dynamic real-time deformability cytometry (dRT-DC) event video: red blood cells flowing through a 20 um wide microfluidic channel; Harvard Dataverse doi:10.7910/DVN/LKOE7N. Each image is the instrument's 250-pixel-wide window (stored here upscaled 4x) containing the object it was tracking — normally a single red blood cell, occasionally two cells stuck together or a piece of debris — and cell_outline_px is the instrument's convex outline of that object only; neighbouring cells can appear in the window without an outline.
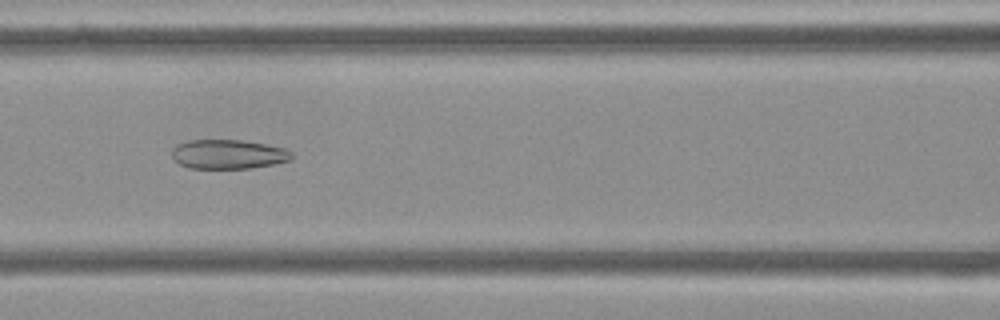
{"species": "Egyptian fruit bat (a non-hibernating species)", "species_latin": "Rousettus aegyptiacus", "temperature_condition": "cold", "stored_images_in_passage": 54, "camera_frame_rate_fps": 3000, "um_per_image_px": 0.085, "frame": {"image": 1, "passage_image": 23, "time_ms": 7.333, "image_size_px": [1000, 320], "cell_outline_px": [[292, 156], [288, 160], [272, 164], [248, 168], [188, 168], [172, 160], [172, 148], [176, 144], [188, 140], [244, 140], [284, 148], [292, 152]], "centroid_in_image_um": [19.33, 13.1], "position_along_channel_um": 147.3, "area_um2": 20.4}}
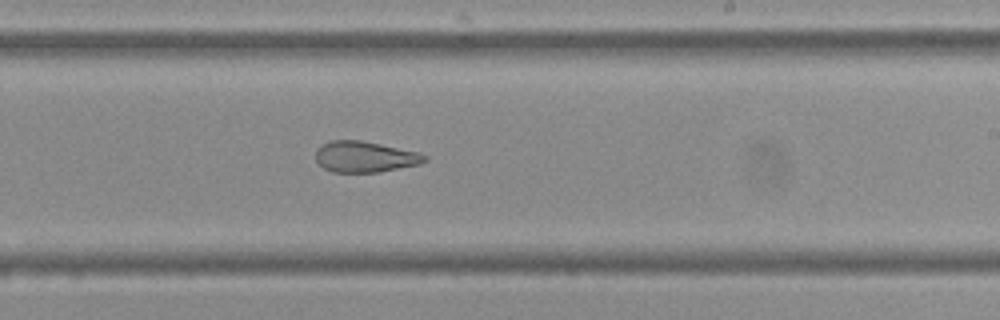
{"frame": {"image": 2, "passage_image": 32, "time_ms": 10.333, "image_size_px": [1000, 320], "cell_outline_px": [[428, 160], [420, 164], [380, 172], [332, 172], [324, 168], [316, 160], [316, 148], [320, 144], [332, 140], [360, 140], [420, 152], [428, 156]], "centroid_in_image_um": [31.03, 13.32], "position_along_channel_um": 258.0, "area_um2": 19.83}}
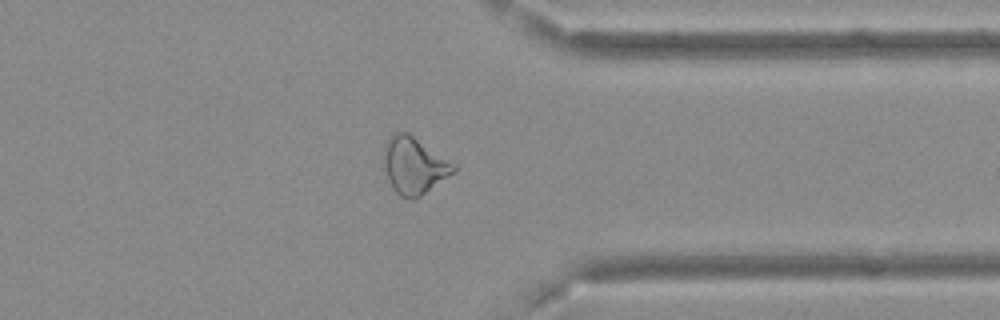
{"frame": {"image": 3, "passage_image": 42, "time_ms": 13.667, "image_size_px": [1000, 320], "cell_outline_px": [[456, 168], [452, 172], [416, 200], [412, 200], [400, 196], [392, 188], [388, 180], [384, 168], [384, 144], [388, 136], [396, 132], [408, 132], [456, 164]], "centroid_in_image_um": [35.16, 14.06], "position_along_channel_um": 376.2, "area_um2": 23.12}, "authors_computed_cell_mechanics": {"area_um2": 24.6517, "velocity_mm_per_s": 3.7084, "shape_relaxation_time_tau1_ms": null, "shape_relaxation_time_tau2_ms": 2.7279, "deformation_change_tau1": null, "deformation_change_tau2": 0.1133}}